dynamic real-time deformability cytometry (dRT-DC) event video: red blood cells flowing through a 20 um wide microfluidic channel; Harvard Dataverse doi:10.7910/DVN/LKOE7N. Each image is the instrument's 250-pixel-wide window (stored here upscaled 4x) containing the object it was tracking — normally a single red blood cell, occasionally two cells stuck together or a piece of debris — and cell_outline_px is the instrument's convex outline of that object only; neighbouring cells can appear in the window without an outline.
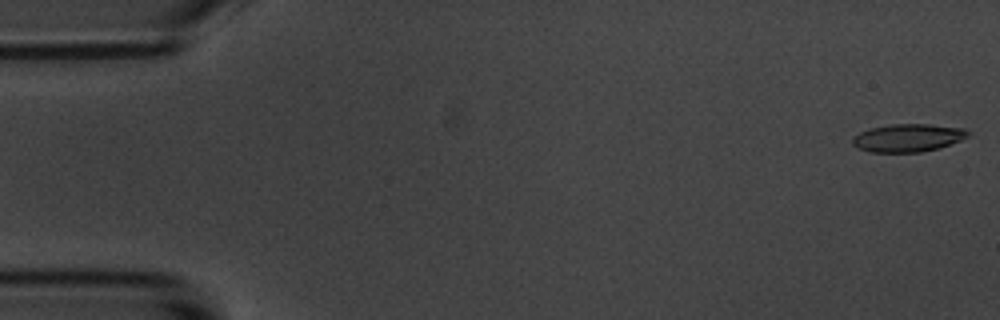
{"species": "common noctule bat (a hibernating species)", "species_latin": "Nyctalus noctula", "temperature_condition": "room temperature", "stored_images_in_passage": 5, "camera_frame_rate_fps": 3000, "um_per_image_px": 0.085, "animal": {"sex": "male", "body_mass_g": 20.1, "forearm_length_mm": 53.5}, "frame": {"image": 1, "passage_image": 1, "time_ms": 0.0, "image_size_px": [1000, 320], "cell_outline_px": [[972, 132], [968, 136], [960, 140], [940, 148], [920, 152], [872, 152], [856, 148], [852, 144], [852, 136], [860, 132], [872, 128], [892, 124], [928, 124], [968, 128]], "centroid_in_image_um": [77.2, 11.71], "position_along_channel_um": 7.8, "area_um2": 18.96}}
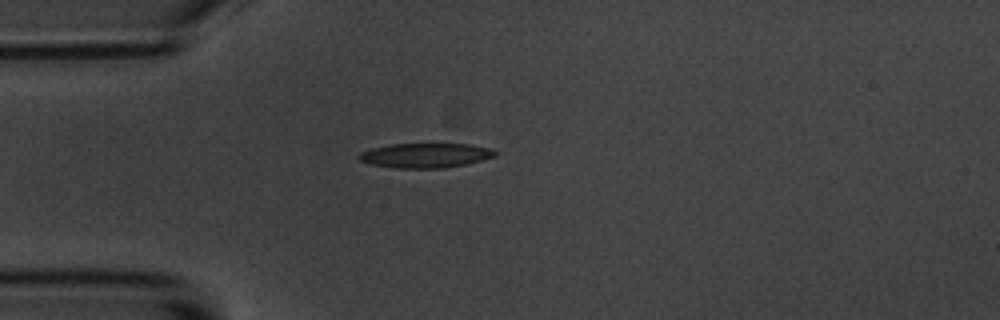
{"frame": {"image": 2, "passage_image": 5, "time_ms": 4.667, "image_size_px": [1000, 320], "cell_outline_px": [[496, 156], [464, 164], [444, 168], [396, 168], [368, 164], [360, 160], [356, 156], [360, 152], [372, 148], [388, 144], [472, 144], [488, 148], [496, 152]], "centroid_in_image_um": [36.09, 13.21], "position_along_channel_um": 48.9, "area_um2": 19.48}}